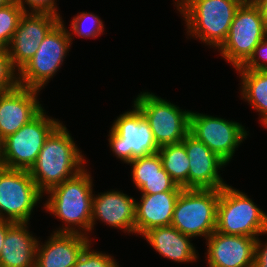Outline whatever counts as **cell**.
Segmentation results:
<instances>
[{
    "label": "cell",
    "mask_w": 267,
    "mask_h": 267,
    "mask_svg": "<svg viewBox=\"0 0 267 267\" xmlns=\"http://www.w3.org/2000/svg\"><path fill=\"white\" fill-rule=\"evenodd\" d=\"M73 139L62 122L46 138L38 158L29 170L42 194L85 168V156Z\"/></svg>",
    "instance_id": "6da1fadb"
},
{
    "label": "cell",
    "mask_w": 267,
    "mask_h": 267,
    "mask_svg": "<svg viewBox=\"0 0 267 267\" xmlns=\"http://www.w3.org/2000/svg\"><path fill=\"white\" fill-rule=\"evenodd\" d=\"M87 169L74 177L53 187L47 194L44 209L65 225L57 228L56 233H77L88 236L91 232L93 180ZM78 228H77V227ZM59 229V230H58ZM84 231V232H83Z\"/></svg>",
    "instance_id": "7a4b0ae2"
},
{
    "label": "cell",
    "mask_w": 267,
    "mask_h": 267,
    "mask_svg": "<svg viewBox=\"0 0 267 267\" xmlns=\"http://www.w3.org/2000/svg\"><path fill=\"white\" fill-rule=\"evenodd\" d=\"M184 17L187 35L218 49L226 40L240 5L233 0H175Z\"/></svg>",
    "instance_id": "3957f363"
},
{
    "label": "cell",
    "mask_w": 267,
    "mask_h": 267,
    "mask_svg": "<svg viewBox=\"0 0 267 267\" xmlns=\"http://www.w3.org/2000/svg\"><path fill=\"white\" fill-rule=\"evenodd\" d=\"M215 231L257 238L267 234V213L228 184L219 189Z\"/></svg>",
    "instance_id": "277c9868"
},
{
    "label": "cell",
    "mask_w": 267,
    "mask_h": 267,
    "mask_svg": "<svg viewBox=\"0 0 267 267\" xmlns=\"http://www.w3.org/2000/svg\"><path fill=\"white\" fill-rule=\"evenodd\" d=\"M60 123L59 119L49 117L43 109L16 133L2 140L0 166L29 171L46 138Z\"/></svg>",
    "instance_id": "5b68a950"
},
{
    "label": "cell",
    "mask_w": 267,
    "mask_h": 267,
    "mask_svg": "<svg viewBox=\"0 0 267 267\" xmlns=\"http://www.w3.org/2000/svg\"><path fill=\"white\" fill-rule=\"evenodd\" d=\"M219 189H182L171 226L192 238L207 239L216 229Z\"/></svg>",
    "instance_id": "8992f818"
},
{
    "label": "cell",
    "mask_w": 267,
    "mask_h": 267,
    "mask_svg": "<svg viewBox=\"0 0 267 267\" xmlns=\"http://www.w3.org/2000/svg\"><path fill=\"white\" fill-rule=\"evenodd\" d=\"M66 28L61 20L44 38L36 54L18 71L20 86L41 91L55 76L72 44Z\"/></svg>",
    "instance_id": "52a82bcc"
},
{
    "label": "cell",
    "mask_w": 267,
    "mask_h": 267,
    "mask_svg": "<svg viewBox=\"0 0 267 267\" xmlns=\"http://www.w3.org/2000/svg\"><path fill=\"white\" fill-rule=\"evenodd\" d=\"M132 105V110L117 116L108 135L111 151L126 164L135 158L158 153L160 148L149 122L140 110Z\"/></svg>",
    "instance_id": "ba28073f"
},
{
    "label": "cell",
    "mask_w": 267,
    "mask_h": 267,
    "mask_svg": "<svg viewBox=\"0 0 267 267\" xmlns=\"http://www.w3.org/2000/svg\"><path fill=\"white\" fill-rule=\"evenodd\" d=\"M149 122L154 139L159 147L182 142L189 133L190 110L156 96L152 92H141L133 101Z\"/></svg>",
    "instance_id": "9c48e42d"
},
{
    "label": "cell",
    "mask_w": 267,
    "mask_h": 267,
    "mask_svg": "<svg viewBox=\"0 0 267 267\" xmlns=\"http://www.w3.org/2000/svg\"><path fill=\"white\" fill-rule=\"evenodd\" d=\"M266 37L267 29L259 8L254 3L240 5L228 36L218 51L225 61L237 69L249 60L255 47Z\"/></svg>",
    "instance_id": "30bf717a"
},
{
    "label": "cell",
    "mask_w": 267,
    "mask_h": 267,
    "mask_svg": "<svg viewBox=\"0 0 267 267\" xmlns=\"http://www.w3.org/2000/svg\"><path fill=\"white\" fill-rule=\"evenodd\" d=\"M42 194L29 171L0 166V218L28 223Z\"/></svg>",
    "instance_id": "8fae6325"
},
{
    "label": "cell",
    "mask_w": 267,
    "mask_h": 267,
    "mask_svg": "<svg viewBox=\"0 0 267 267\" xmlns=\"http://www.w3.org/2000/svg\"><path fill=\"white\" fill-rule=\"evenodd\" d=\"M242 124L203 113H190L189 133L203 142L226 164L231 161L235 151L249 135Z\"/></svg>",
    "instance_id": "7c38bea8"
},
{
    "label": "cell",
    "mask_w": 267,
    "mask_h": 267,
    "mask_svg": "<svg viewBox=\"0 0 267 267\" xmlns=\"http://www.w3.org/2000/svg\"><path fill=\"white\" fill-rule=\"evenodd\" d=\"M61 20L48 13H23L7 49L17 72L31 60L44 38Z\"/></svg>",
    "instance_id": "4fadbf2b"
},
{
    "label": "cell",
    "mask_w": 267,
    "mask_h": 267,
    "mask_svg": "<svg viewBox=\"0 0 267 267\" xmlns=\"http://www.w3.org/2000/svg\"><path fill=\"white\" fill-rule=\"evenodd\" d=\"M182 143L189 158L188 189H221L227 185L219 174L227 165L221 158L190 133Z\"/></svg>",
    "instance_id": "5bb4252c"
},
{
    "label": "cell",
    "mask_w": 267,
    "mask_h": 267,
    "mask_svg": "<svg viewBox=\"0 0 267 267\" xmlns=\"http://www.w3.org/2000/svg\"><path fill=\"white\" fill-rule=\"evenodd\" d=\"M39 90L18 85L0 93V139L16 133L43 109L38 99Z\"/></svg>",
    "instance_id": "9a60e30c"
},
{
    "label": "cell",
    "mask_w": 267,
    "mask_h": 267,
    "mask_svg": "<svg viewBox=\"0 0 267 267\" xmlns=\"http://www.w3.org/2000/svg\"><path fill=\"white\" fill-rule=\"evenodd\" d=\"M256 239L214 231L206 240L209 267H253Z\"/></svg>",
    "instance_id": "2e32d148"
},
{
    "label": "cell",
    "mask_w": 267,
    "mask_h": 267,
    "mask_svg": "<svg viewBox=\"0 0 267 267\" xmlns=\"http://www.w3.org/2000/svg\"><path fill=\"white\" fill-rule=\"evenodd\" d=\"M94 193L92 205L91 231L96 220L117 228L125 233H135L136 200L127 194L110 190L100 194Z\"/></svg>",
    "instance_id": "e0dca14e"
},
{
    "label": "cell",
    "mask_w": 267,
    "mask_h": 267,
    "mask_svg": "<svg viewBox=\"0 0 267 267\" xmlns=\"http://www.w3.org/2000/svg\"><path fill=\"white\" fill-rule=\"evenodd\" d=\"M48 237L45 244L38 241L35 267H73L91 242L89 236L77 233L53 232Z\"/></svg>",
    "instance_id": "ac0fdd59"
},
{
    "label": "cell",
    "mask_w": 267,
    "mask_h": 267,
    "mask_svg": "<svg viewBox=\"0 0 267 267\" xmlns=\"http://www.w3.org/2000/svg\"><path fill=\"white\" fill-rule=\"evenodd\" d=\"M181 191L142 194L136 200L135 234L142 235L152 228L171 225L174 207Z\"/></svg>",
    "instance_id": "d6986e66"
},
{
    "label": "cell",
    "mask_w": 267,
    "mask_h": 267,
    "mask_svg": "<svg viewBox=\"0 0 267 267\" xmlns=\"http://www.w3.org/2000/svg\"><path fill=\"white\" fill-rule=\"evenodd\" d=\"M132 166L131 176L134 186L142 194H155L167 191H181L163 168L161 157L158 153L135 158L128 162Z\"/></svg>",
    "instance_id": "ffe728a7"
},
{
    "label": "cell",
    "mask_w": 267,
    "mask_h": 267,
    "mask_svg": "<svg viewBox=\"0 0 267 267\" xmlns=\"http://www.w3.org/2000/svg\"><path fill=\"white\" fill-rule=\"evenodd\" d=\"M142 236L159 255L169 260L193 263L199 257L191 243L192 237L182 234L171 225L152 228Z\"/></svg>",
    "instance_id": "44dd1931"
},
{
    "label": "cell",
    "mask_w": 267,
    "mask_h": 267,
    "mask_svg": "<svg viewBox=\"0 0 267 267\" xmlns=\"http://www.w3.org/2000/svg\"><path fill=\"white\" fill-rule=\"evenodd\" d=\"M28 224L15 222L7 230L0 267H35L38 238L33 237Z\"/></svg>",
    "instance_id": "7402d4cb"
},
{
    "label": "cell",
    "mask_w": 267,
    "mask_h": 267,
    "mask_svg": "<svg viewBox=\"0 0 267 267\" xmlns=\"http://www.w3.org/2000/svg\"><path fill=\"white\" fill-rule=\"evenodd\" d=\"M241 78V98L257 110L263 126L267 128V71L235 69Z\"/></svg>",
    "instance_id": "603a6c76"
},
{
    "label": "cell",
    "mask_w": 267,
    "mask_h": 267,
    "mask_svg": "<svg viewBox=\"0 0 267 267\" xmlns=\"http://www.w3.org/2000/svg\"><path fill=\"white\" fill-rule=\"evenodd\" d=\"M163 168L171 179L183 189H188L189 158L182 142L164 145L159 148Z\"/></svg>",
    "instance_id": "cb8c5ba5"
},
{
    "label": "cell",
    "mask_w": 267,
    "mask_h": 267,
    "mask_svg": "<svg viewBox=\"0 0 267 267\" xmlns=\"http://www.w3.org/2000/svg\"><path fill=\"white\" fill-rule=\"evenodd\" d=\"M23 13L13 0L0 7V49H8Z\"/></svg>",
    "instance_id": "d4e9b609"
},
{
    "label": "cell",
    "mask_w": 267,
    "mask_h": 267,
    "mask_svg": "<svg viewBox=\"0 0 267 267\" xmlns=\"http://www.w3.org/2000/svg\"><path fill=\"white\" fill-rule=\"evenodd\" d=\"M69 35L83 38H97L104 32V24L99 16L90 12H80L71 20ZM73 33V34H72Z\"/></svg>",
    "instance_id": "484cf974"
},
{
    "label": "cell",
    "mask_w": 267,
    "mask_h": 267,
    "mask_svg": "<svg viewBox=\"0 0 267 267\" xmlns=\"http://www.w3.org/2000/svg\"><path fill=\"white\" fill-rule=\"evenodd\" d=\"M91 244L84 248L73 267H119L117 260L110 254L91 250Z\"/></svg>",
    "instance_id": "4316f807"
},
{
    "label": "cell",
    "mask_w": 267,
    "mask_h": 267,
    "mask_svg": "<svg viewBox=\"0 0 267 267\" xmlns=\"http://www.w3.org/2000/svg\"><path fill=\"white\" fill-rule=\"evenodd\" d=\"M11 63L7 49H0V93H6L16 88L18 83V72Z\"/></svg>",
    "instance_id": "83f0119b"
},
{
    "label": "cell",
    "mask_w": 267,
    "mask_h": 267,
    "mask_svg": "<svg viewBox=\"0 0 267 267\" xmlns=\"http://www.w3.org/2000/svg\"><path fill=\"white\" fill-rule=\"evenodd\" d=\"M16 2L24 12L35 13H48L58 16L62 19V16L58 13L56 0H13ZM29 7L27 8L26 5ZM29 9V10H27Z\"/></svg>",
    "instance_id": "f1b7e54d"
},
{
    "label": "cell",
    "mask_w": 267,
    "mask_h": 267,
    "mask_svg": "<svg viewBox=\"0 0 267 267\" xmlns=\"http://www.w3.org/2000/svg\"><path fill=\"white\" fill-rule=\"evenodd\" d=\"M242 68L244 70L267 71V37L255 47L252 56Z\"/></svg>",
    "instance_id": "f546056e"
},
{
    "label": "cell",
    "mask_w": 267,
    "mask_h": 267,
    "mask_svg": "<svg viewBox=\"0 0 267 267\" xmlns=\"http://www.w3.org/2000/svg\"><path fill=\"white\" fill-rule=\"evenodd\" d=\"M261 242L263 241L257 237L253 267H267V242Z\"/></svg>",
    "instance_id": "4dcf8cb0"
},
{
    "label": "cell",
    "mask_w": 267,
    "mask_h": 267,
    "mask_svg": "<svg viewBox=\"0 0 267 267\" xmlns=\"http://www.w3.org/2000/svg\"><path fill=\"white\" fill-rule=\"evenodd\" d=\"M15 222L8 220L0 221V253L3 247V243L6 237L7 230L14 224Z\"/></svg>",
    "instance_id": "1f68e13d"
},
{
    "label": "cell",
    "mask_w": 267,
    "mask_h": 267,
    "mask_svg": "<svg viewBox=\"0 0 267 267\" xmlns=\"http://www.w3.org/2000/svg\"><path fill=\"white\" fill-rule=\"evenodd\" d=\"M254 4L259 8L267 29V0H255Z\"/></svg>",
    "instance_id": "d6a6232c"
},
{
    "label": "cell",
    "mask_w": 267,
    "mask_h": 267,
    "mask_svg": "<svg viewBox=\"0 0 267 267\" xmlns=\"http://www.w3.org/2000/svg\"><path fill=\"white\" fill-rule=\"evenodd\" d=\"M237 2L239 5H250L255 2V0H233Z\"/></svg>",
    "instance_id": "836d02e7"
},
{
    "label": "cell",
    "mask_w": 267,
    "mask_h": 267,
    "mask_svg": "<svg viewBox=\"0 0 267 267\" xmlns=\"http://www.w3.org/2000/svg\"><path fill=\"white\" fill-rule=\"evenodd\" d=\"M12 0H0V7L9 4Z\"/></svg>",
    "instance_id": "e575fe53"
},
{
    "label": "cell",
    "mask_w": 267,
    "mask_h": 267,
    "mask_svg": "<svg viewBox=\"0 0 267 267\" xmlns=\"http://www.w3.org/2000/svg\"><path fill=\"white\" fill-rule=\"evenodd\" d=\"M1 151H2V140L0 139V155H1Z\"/></svg>",
    "instance_id": "d590c367"
}]
</instances>
